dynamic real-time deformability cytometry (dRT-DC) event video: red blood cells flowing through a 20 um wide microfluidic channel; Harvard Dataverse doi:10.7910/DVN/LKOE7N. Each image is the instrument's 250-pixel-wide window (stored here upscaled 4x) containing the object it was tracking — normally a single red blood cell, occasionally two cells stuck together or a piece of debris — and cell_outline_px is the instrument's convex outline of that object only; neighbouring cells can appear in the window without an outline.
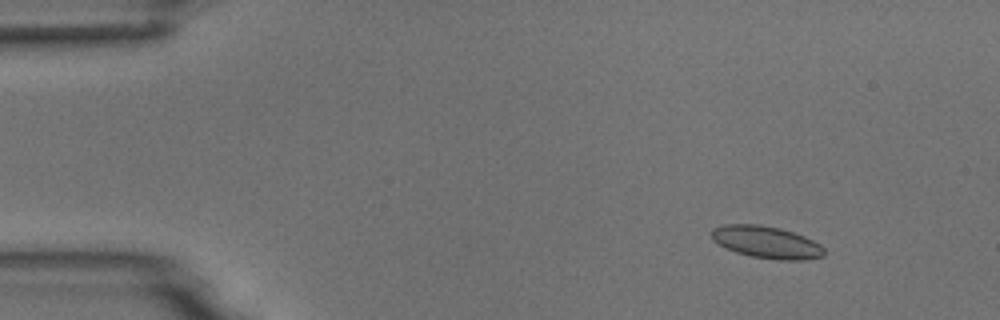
{"species": "common noctule bat (a hibernating species)", "species_latin": "Nyctalus noctula", "temperature_condition": "room temperature", "stored_images_in_passage": 2, "camera_frame_rate_fps": 3000, "um_per_image_px": 0.085, "animal": {"sex": "male", "body_mass_g": 18.8}, "frame": {"image": 1, "passage_image": 1, "time_ms": 0.0, "image_size_px": [1000, 320], "cell_outline_px": [[824, 256], [804, 260], [780, 260], [752, 256], [736, 252], [712, 240], [712, 228], [724, 224], [756, 224], [780, 228], [804, 236], [820, 244], [824, 248]], "centroid_in_image_um": [65.16, 20.58], "position_along_channel_um": 19.8, "area_um2": 20.92}}